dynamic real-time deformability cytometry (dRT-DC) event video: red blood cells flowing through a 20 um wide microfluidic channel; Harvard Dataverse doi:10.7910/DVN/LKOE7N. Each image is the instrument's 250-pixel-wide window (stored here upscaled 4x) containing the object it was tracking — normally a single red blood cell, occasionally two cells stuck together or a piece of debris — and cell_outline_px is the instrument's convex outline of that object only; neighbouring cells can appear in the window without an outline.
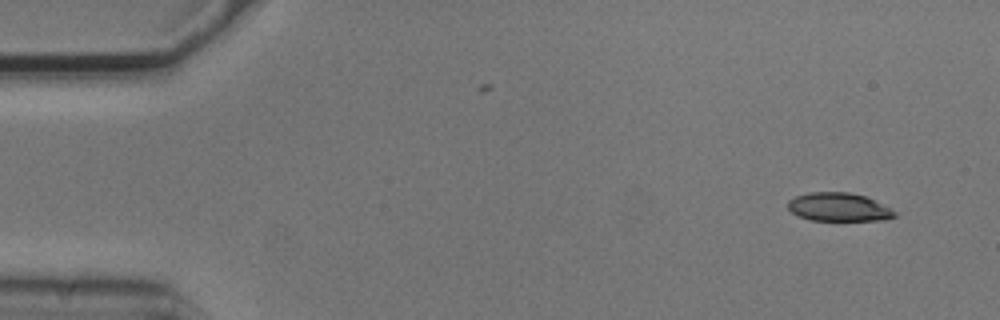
{"species": "common noctule bat (a hibernating species)", "species_latin": "Nyctalus noctula", "temperature_condition": "cold", "stored_images_in_passage": 8, "camera_frame_rate_fps": 3000, "um_per_image_px": 0.085, "animal": {"sex": "male", "body_mass_g": 20.5, "forearm_length_mm": 52.5}, "frame": {"image": 1, "passage_image": 1, "time_ms": 0.0, "image_size_px": [1000, 320], "cell_outline_px": [[896, 216], [884, 220], [812, 220], [800, 216], [792, 212], [788, 208], [788, 200], [796, 196], [812, 192], [848, 192], [864, 196], [896, 212]], "centroid_in_image_um": [71.26, 17.6], "position_along_channel_um": 13.7, "area_um2": 17.28}}
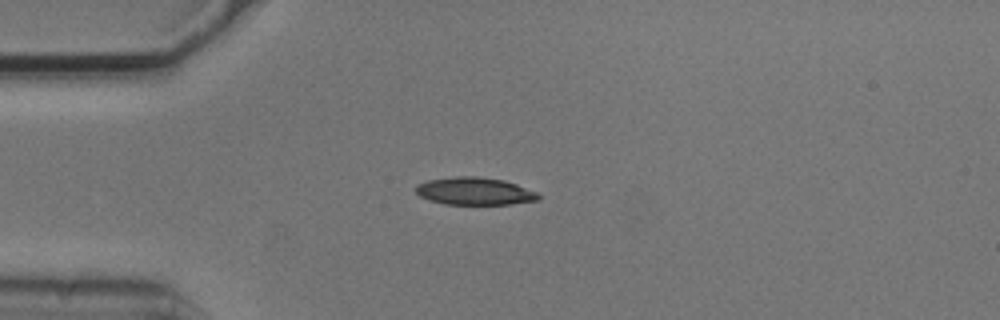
{"frame": {"image": 2, "passage_image": 3, "time_ms": 0.667, "image_size_px": [1000, 320], "cell_outline_px": [[540, 196], [536, 200], [512, 204], [444, 204], [428, 200], [420, 196], [416, 192], [416, 184], [428, 180], [456, 176], [476, 176], [504, 180], [516, 184], [536, 192]], "centroid_in_image_um": [40.3, 16.25], "position_along_channel_um": 44.7, "area_um2": 19.59}}
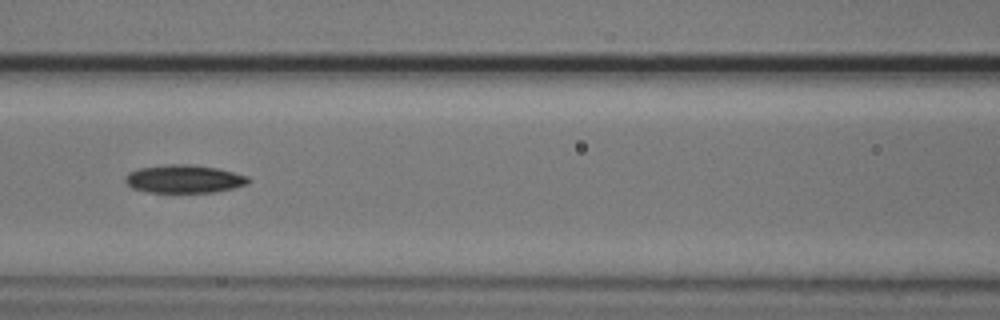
{"frame": {"image": 3, "passage_image": 6, "time_ms": 1.667, "image_size_px": [1000, 320], "cell_outline_px": [[252, 180], [248, 184], [216, 192], [148, 192], [132, 188], [124, 180], [124, 176], [128, 172], [140, 168], [168, 164], [192, 164], [216, 168], [248, 176]], "centroid_in_image_um": [15.64, 15.21], "position_along_channel_um": 151.0, "area_um2": 20.17}}